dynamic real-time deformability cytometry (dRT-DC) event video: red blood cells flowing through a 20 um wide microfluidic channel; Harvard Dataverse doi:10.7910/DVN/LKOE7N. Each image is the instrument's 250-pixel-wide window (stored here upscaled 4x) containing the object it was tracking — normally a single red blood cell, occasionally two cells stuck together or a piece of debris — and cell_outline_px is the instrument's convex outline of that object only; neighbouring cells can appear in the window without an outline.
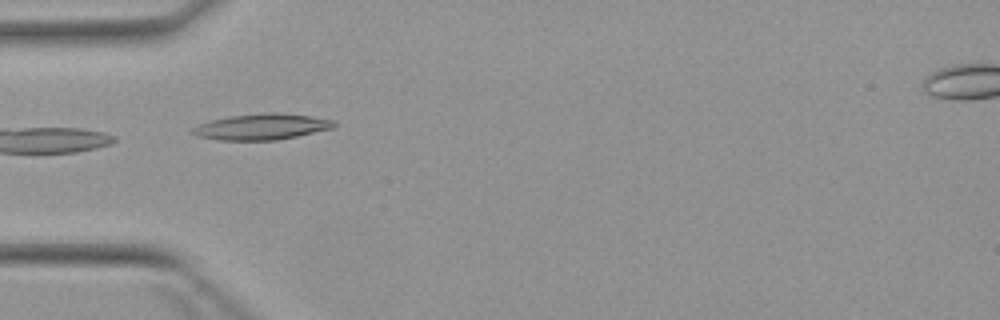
{"species": "Egyptian fruit bat (a non-hibernating species)", "species_latin": "Rousettus aegyptiacus", "temperature_condition": "warm", "stored_images_in_passage": 7, "camera_frame_rate_fps": 3000, "um_per_image_px": 0.085, "animal": {"sex": "female"}, "frame": {"image": 1, "passage_image": 4, "time_ms": 4.667, "image_size_px": [1000, 320], "cell_outline_px": [[336, 124], [332, 128], [296, 136], [276, 140], [220, 140], [200, 136], [188, 132], [196, 124], [228, 116], [264, 112], [276, 112], [308, 116], [336, 120]], "centroid_in_image_um": [22.2, 10.76], "position_along_channel_um": 62.8, "area_um2": 21.39}}
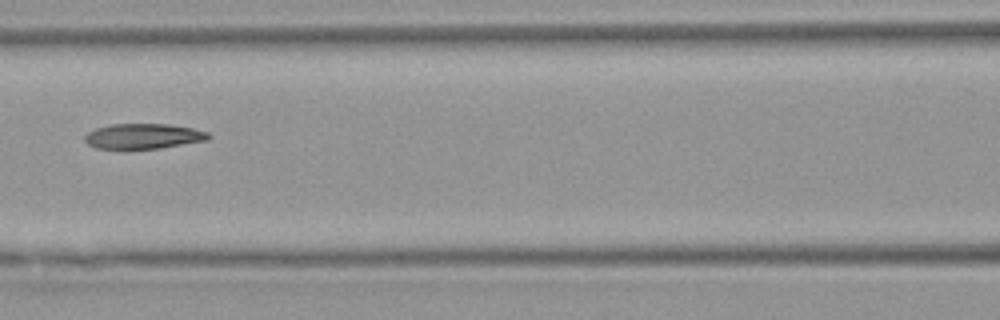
{"frame": {"image": 2, "passage_image": 6, "time_ms": 7.0, "image_size_px": [1000, 320], "cell_outline_px": [[212, 136], [208, 140], [160, 148], [96, 148], [88, 144], [84, 140], [84, 136], [88, 132], [96, 128], [112, 124], [168, 124], [192, 128], [208, 132]], "centroid_in_image_um": [12.2, 11.57], "position_along_channel_um": 154.4, "area_um2": 18.03}}
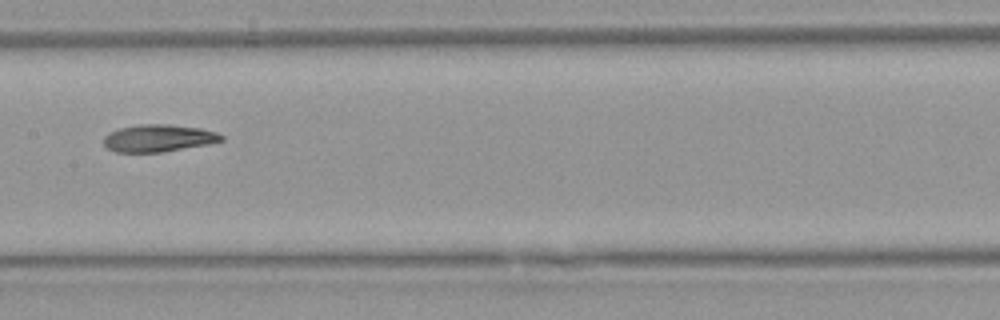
{"frame": {"image": 3, "passage_image": 7, "time_ms": 8.0, "image_size_px": [1000, 320], "cell_outline_px": [[224, 140], [208, 144], [164, 152], [116, 152], [108, 148], [104, 144], [104, 136], [108, 132], [120, 128], [140, 124], [168, 124], [200, 128], [216, 132], [224, 136]], "centroid_in_image_um": [13.47, 11.74], "position_along_channel_um": 193.9, "area_um2": 18.73}}